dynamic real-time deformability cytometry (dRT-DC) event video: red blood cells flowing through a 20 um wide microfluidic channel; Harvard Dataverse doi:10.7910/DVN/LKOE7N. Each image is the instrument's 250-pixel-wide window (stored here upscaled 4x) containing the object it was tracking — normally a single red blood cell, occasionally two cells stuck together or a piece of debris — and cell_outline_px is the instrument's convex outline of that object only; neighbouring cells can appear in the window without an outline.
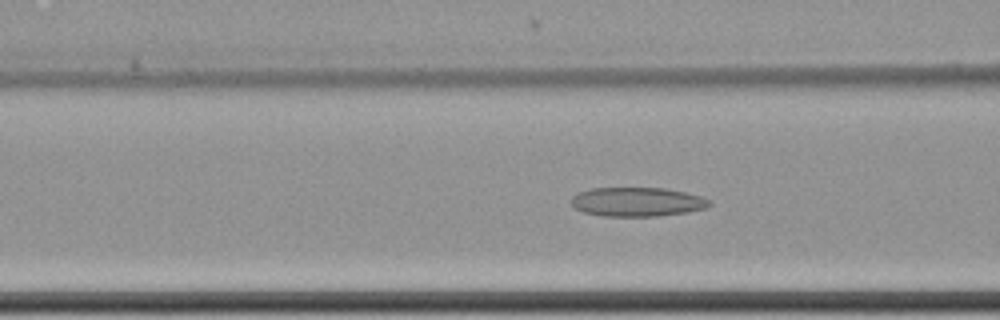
{"species": "common noctule bat (a hibernating species)", "species_latin": "Nyctalus noctula", "temperature_condition": "cold", "stored_images_in_passage": 62, "camera_frame_rate_fps": 3000, "um_per_image_px": 0.085, "animal": {"sex": "female", "body_mass_g": 22.7, "forearm_length_mm": 54.2}, "frame": {"image": 1, "passage_image": 27, "time_ms": 8.667, "image_size_px": [1000, 320], "cell_outline_px": [[712, 204], [704, 208], [688, 212], [656, 216], [600, 216], [584, 212], [572, 208], [572, 196], [580, 192], [592, 188], [664, 188], [684, 192], [700, 196], [712, 200]], "centroid_in_image_um": [54.15, 17.16], "position_along_channel_um": 112.4, "area_um2": 23.47}}
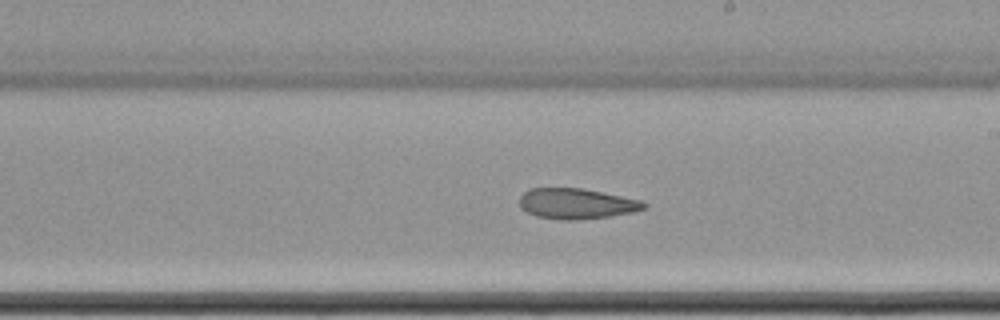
{"frame": {"image": 2, "passage_image": 38, "time_ms": 12.333, "image_size_px": [1000, 320], "cell_outline_px": [[648, 208], [632, 212], [608, 216], [576, 220], [560, 220], [536, 216], [520, 208], [520, 196], [528, 188], [580, 188], [640, 200], [648, 204]], "centroid_in_image_um": [48.98, 17.31], "position_along_channel_um": 240.0, "area_um2": 22.02}}
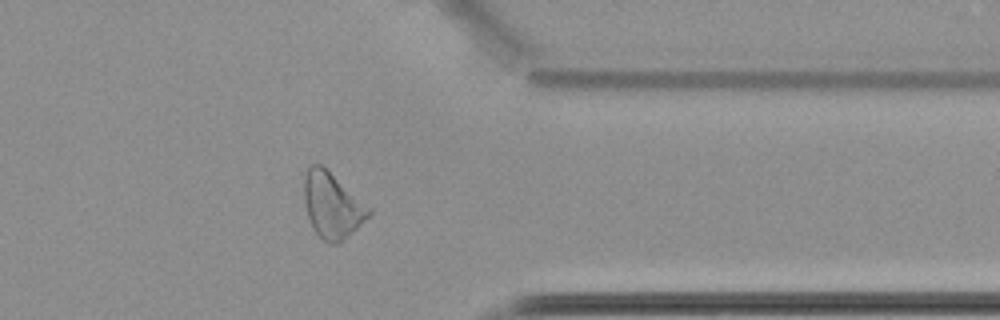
{"frame": {"image": 3, "passage_image": 51, "time_ms": 16.667, "image_size_px": [1000, 320], "cell_outline_px": [[372, 212], [344, 240], [336, 244], [328, 244], [312, 228], [308, 216], [304, 200], [304, 176], [308, 164], [320, 164], [372, 208]], "centroid_in_image_um": [28.22, 17.45], "position_along_channel_um": 383.2, "area_um2": 24.51}, "authors_computed_cell_mechanics": {"area_um2": 26.5013, "velocity_mm_per_s": 3.4773, "shape_relaxation_time_tau1_ms": null, "shape_relaxation_time_tau2_ms": 5.4956, "deformation_change_tau1": null, "deformation_change_tau2": 0.1309}}